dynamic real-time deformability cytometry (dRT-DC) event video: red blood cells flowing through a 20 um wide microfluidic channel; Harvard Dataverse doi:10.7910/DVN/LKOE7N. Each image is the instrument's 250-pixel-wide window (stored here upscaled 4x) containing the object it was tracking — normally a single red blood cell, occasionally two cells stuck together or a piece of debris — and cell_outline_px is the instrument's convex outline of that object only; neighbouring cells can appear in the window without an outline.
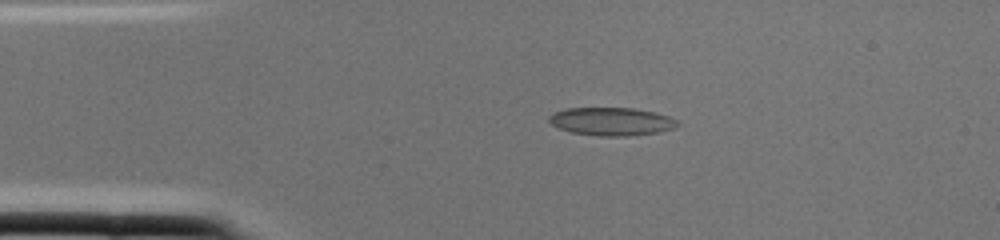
{"species": "common noctule bat (a hibernating species)", "species_latin": "Nyctalus noctula", "temperature_condition": "cold", "stored_images_in_passage": 3, "segment_of_instrument_passage": [2, 2], "camera_frame_rate_fps": 3000, "um_per_image_px": 0.085, "animal": {"sex": "female", "body_mass_g": 22.0, "forearm_length_mm": 56.7}, "frame": {"image": 1, "passage_image": 3, "time_ms": 0.667, "image_size_px": [1000, 240], "cell_outline_px": [[680, 124], [672, 128], [660, 132], [628, 136], [600, 136], [572, 132], [560, 128], [552, 124], [548, 120], [548, 116], [564, 108], [636, 108], [656, 112], [668, 116], [676, 120]], "centroid_in_image_um": [51.99, 10.32], "position_along_channel_um": 33.0, "area_um2": 20.98}}